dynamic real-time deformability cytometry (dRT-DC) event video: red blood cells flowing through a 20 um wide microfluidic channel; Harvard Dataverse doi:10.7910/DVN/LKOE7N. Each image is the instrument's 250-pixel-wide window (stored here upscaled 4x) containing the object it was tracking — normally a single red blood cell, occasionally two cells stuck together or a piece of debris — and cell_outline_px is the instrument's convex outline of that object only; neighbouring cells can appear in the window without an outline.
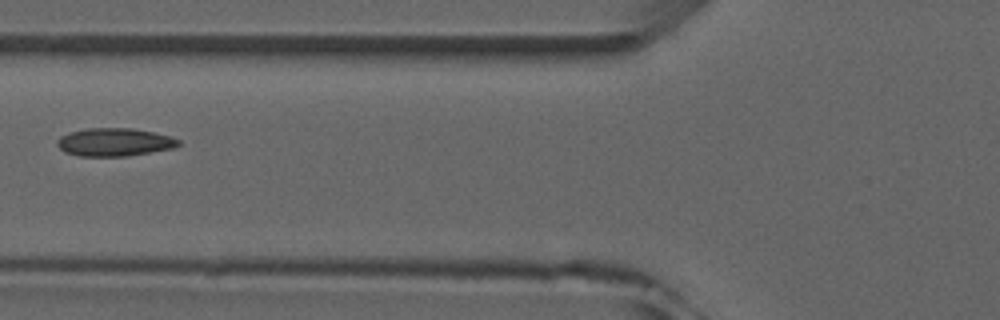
{"species": "common noctule bat (a hibernating species)", "species_latin": "Nyctalus noctula", "temperature_condition": "room temperature", "stored_images_in_passage": 3, "camera_frame_rate_fps": 3000, "um_per_image_px": 0.085, "animal": {"sex": "male", "forearm_length_mm": 52.5}, "frame": {"image": 1, "passage_image": 3, "time_ms": 2.333, "image_size_px": [1000, 320], "cell_outline_px": [[180, 144], [172, 148], [128, 156], [80, 156], [64, 152], [56, 144], [56, 140], [60, 136], [68, 132], [88, 128], [132, 128], [172, 136], [180, 140]], "centroid_in_image_um": [9.7, 12.08], "position_along_channel_um": 116.1, "area_um2": 19.88}}